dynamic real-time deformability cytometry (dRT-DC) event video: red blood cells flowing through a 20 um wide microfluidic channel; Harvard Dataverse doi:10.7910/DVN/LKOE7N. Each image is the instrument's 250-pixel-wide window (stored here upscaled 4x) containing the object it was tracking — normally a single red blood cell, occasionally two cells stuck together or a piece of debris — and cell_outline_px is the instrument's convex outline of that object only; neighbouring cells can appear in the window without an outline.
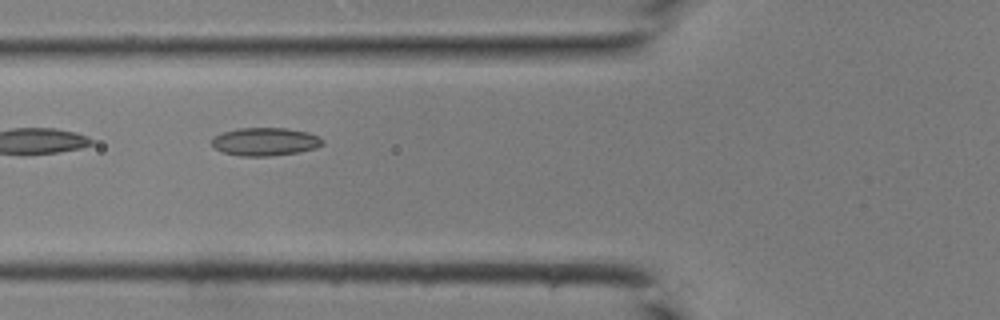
{"species": "common noctule bat (a hibernating species)", "species_latin": "Nyctalus noctula", "temperature_condition": "room temperature", "stored_images_in_passage": 13, "camera_frame_rate_fps": 3000, "um_per_image_px": 0.085, "animal": {"sex": "male", "body_mass_g": 19.0, "forearm_length_mm": 50.8}, "frame": {"image": 1, "passage_image": 3, "time_ms": 0.667, "image_size_px": [1000, 320], "cell_outline_px": [[324, 144], [316, 148], [300, 152], [268, 156], [240, 156], [224, 152], [216, 148], [212, 144], [212, 136], [236, 128], [288, 128], [308, 132], [324, 140]], "centroid_in_image_um": [22.55, 12.04], "position_along_channel_um": 103.2, "area_um2": 18.15}}
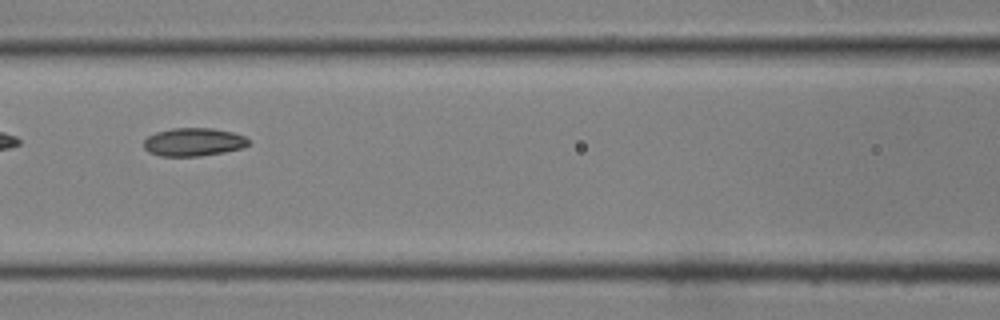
{"frame": {"image": 2, "passage_image": 6, "time_ms": 1.667, "image_size_px": [1000, 320], "cell_outline_px": [[248, 144], [240, 148], [224, 152], [200, 156], [160, 156], [148, 152], [144, 148], [144, 140], [148, 136], [156, 132], [172, 128], [212, 128], [232, 132], [244, 136], [248, 140]], "centroid_in_image_um": [16.41, 12.07], "position_along_channel_um": 150.2, "area_um2": 17.11}}
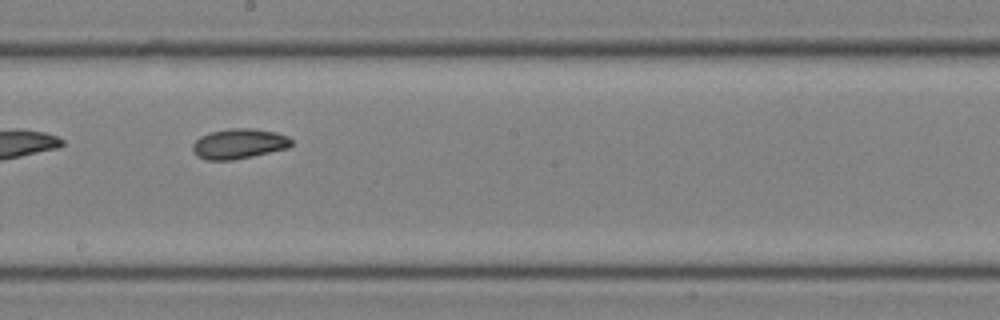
{"frame": {"image": 3, "passage_image": 11, "time_ms": 3.333, "image_size_px": [1000, 320], "cell_outline_px": [[292, 144], [288, 148], [252, 156], [232, 160], [208, 160], [196, 156], [192, 148], [192, 144], [200, 136], [208, 132], [228, 128], [252, 128], [276, 132], [288, 136], [292, 140]], "centroid_in_image_um": [20.29, 12.21], "position_along_channel_um": 227.9, "area_um2": 17.46}}